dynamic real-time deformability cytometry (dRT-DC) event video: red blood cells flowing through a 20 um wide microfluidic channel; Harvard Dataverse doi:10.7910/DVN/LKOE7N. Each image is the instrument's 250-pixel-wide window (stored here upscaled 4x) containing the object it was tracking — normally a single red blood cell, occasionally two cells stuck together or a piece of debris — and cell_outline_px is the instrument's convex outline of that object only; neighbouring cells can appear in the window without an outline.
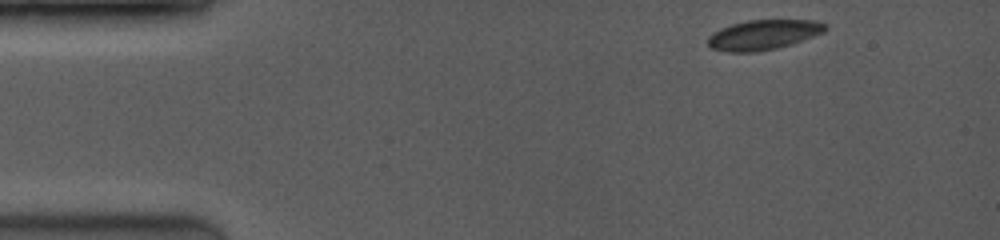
{"species": "common noctule bat (a hibernating species)", "species_latin": "Nyctalus noctula", "temperature_condition": "room temperature", "stored_images_in_passage": 26, "camera_frame_rate_fps": 3500, "um_per_image_px": 0.085, "animal": {"sex": "female", "body_mass_g": 19.0, "forearm_length_mm": 53.3}, "frame": {"image": 1, "passage_image": 1, "time_ms": 0.0, "image_size_px": [1000, 240], "cell_outline_px": [[828, 28], [824, 32], [792, 44], [776, 48], [756, 52], [728, 52], [712, 48], [708, 44], [708, 36], [712, 32], [720, 28], [732, 24], [748, 20], [816, 20], [828, 24]], "centroid_in_image_um": [64.9, 2.95], "position_along_channel_um": 20.1, "area_um2": 20.58}}
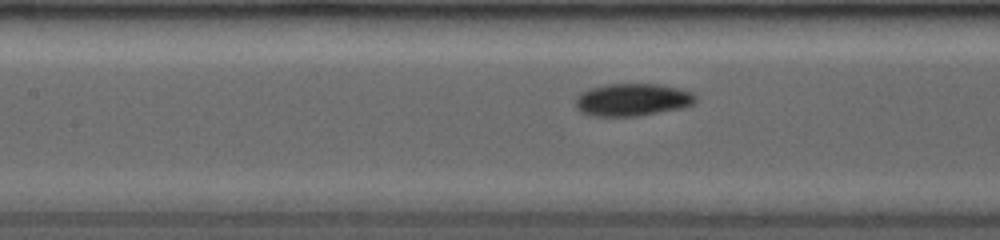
{"frame": {"image": 2, "passage_image": 14, "time_ms": 5.429, "image_size_px": [1000, 240], "cell_outline_px": [[696, 100], [692, 104], [684, 108], [640, 116], [592, 116], [580, 112], [576, 108], [576, 96], [592, 88], [608, 84], [656, 84], [676, 88], [692, 92], [696, 96]], "centroid_in_image_um": [53.76, 8.5], "position_along_channel_um": 153.6, "area_um2": 22.72}}
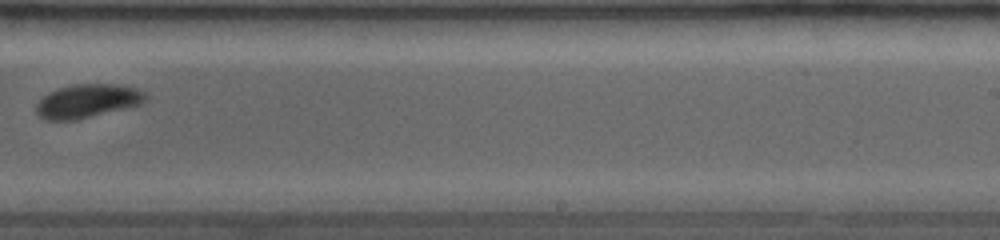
{"frame": {"image": 3, "passage_image": 24, "time_ms": 8.571, "image_size_px": [1000, 240], "cell_outline_px": [[148, 96], [140, 104], [76, 120], [44, 120], [36, 112], [36, 104], [44, 96], [60, 88], [76, 84], [120, 84], [136, 88], [144, 92]], "centroid_in_image_um": [7.44, 8.58], "position_along_channel_um": 281.6, "area_um2": 21.1}}